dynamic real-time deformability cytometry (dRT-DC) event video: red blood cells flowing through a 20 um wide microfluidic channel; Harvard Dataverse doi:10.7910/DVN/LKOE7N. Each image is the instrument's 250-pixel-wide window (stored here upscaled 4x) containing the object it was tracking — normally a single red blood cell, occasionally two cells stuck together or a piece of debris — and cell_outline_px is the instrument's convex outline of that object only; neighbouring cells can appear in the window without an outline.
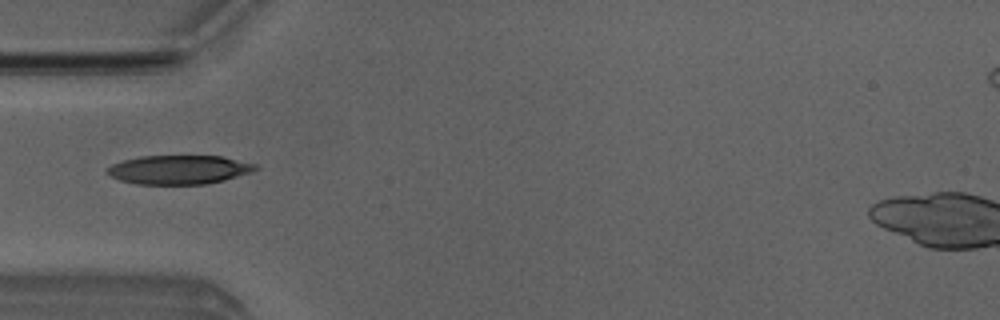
{"species": "Egyptian fruit bat (a non-hibernating species)", "species_latin": "Rousettus aegyptiacus", "temperature_condition": "room temperature", "stored_images_in_passage": 40, "camera_frame_rate_fps": 3000, "um_per_image_px": 0.085, "animal": {"sex": "male"}, "frame": {"image": 1, "passage_image": 5, "time_ms": 1.333, "image_size_px": [1000, 320], "cell_outline_px": [[260, 168], [252, 172], [224, 180], [204, 184], [136, 184], [120, 180], [112, 176], [108, 172], [108, 168], [112, 164], [124, 160], [140, 156], [220, 156], [260, 164]], "centroid_in_image_um": [15.29, 14.42], "position_along_channel_um": 69.7, "area_um2": 24.97}}
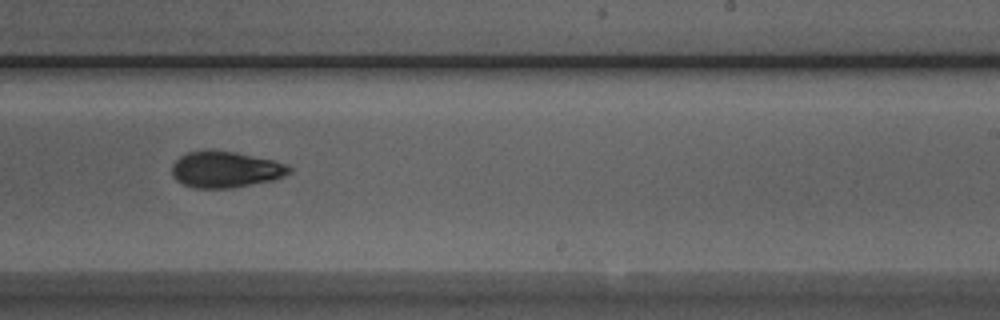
{"frame": {"image": 2, "passage_image": 20, "time_ms": 6.333, "image_size_px": [1000, 320], "cell_outline_px": [[292, 172], [284, 176], [272, 180], [228, 188], [196, 188], [184, 184], [176, 180], [172, 176], [172, 164], [180, 156], [188, 152], [212, 148], [236, 152], [272, 160], [288, 164], [292, 168]], "centroid_in_image_um": [19.15, 14.38], "position_along_channel_um": 269.8, "area_um2": 24.97}}
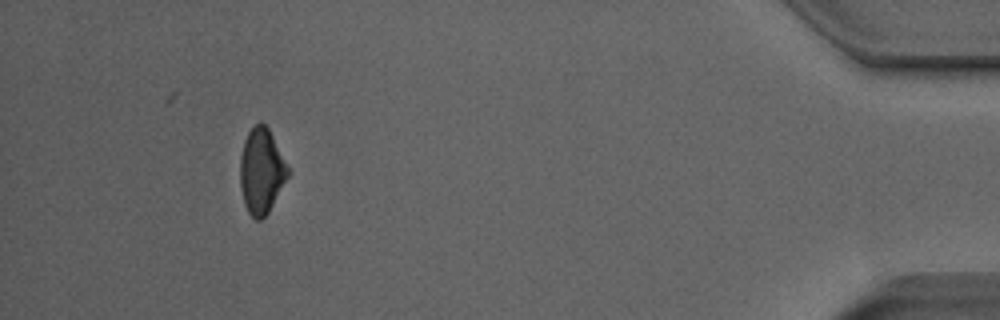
{"frame": {"image": 3, "passage_image": 36, "time_ms": 11.667, "image_size_px": [1000, 320], "cell_outline_px": [[288, 176], [268, 212], [260, 220], [256, 220], [248, 212], [244, 204], [240, 184], [240, 156], [244, 140], [248, 132], [260, 120], [268, 128], [288, 168]], "centroid_in_image_um": [22.19, 14.54], "position_along_channel_um": 413.0, "area_um2": 23.29}, "authors_computed_cell_mechanics": {"area_um2": 24.8251, "velocity_mm_per_s": 3.9901, "shape_relaxation_time_tau1_ms": 2.8434, "shape_relaxation_time_tau2_ms": 4.1101, "deformation_change_tau1": 0.107, "deformation_change_tau2": 0.0952}}